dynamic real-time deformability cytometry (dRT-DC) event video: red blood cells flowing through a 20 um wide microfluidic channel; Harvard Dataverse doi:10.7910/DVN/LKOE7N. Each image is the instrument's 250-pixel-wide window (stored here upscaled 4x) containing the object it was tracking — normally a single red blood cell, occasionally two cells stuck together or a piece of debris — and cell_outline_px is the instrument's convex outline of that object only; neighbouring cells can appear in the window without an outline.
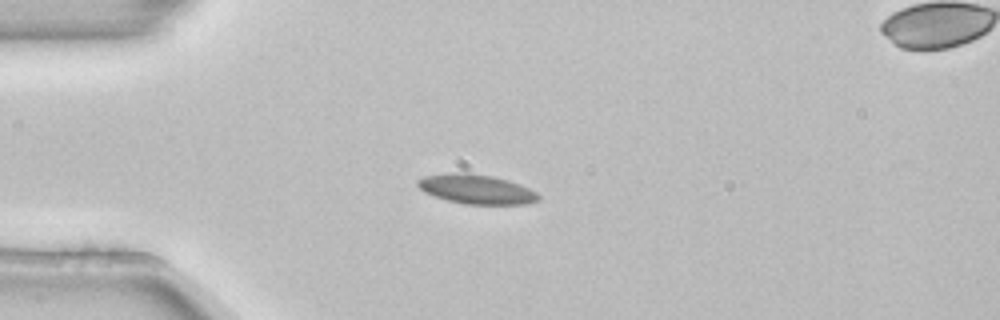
{"species": "common noctule bat (a hibernating species)", "species_latin": "Nyctalus noctula", "temperature_condition": "room temperature", "stored_images_in_passage": 3, "camera_frame_rate_fps": 3000, "um_per_image_px": 0.085, "animal": {"sex": "female", "body_mass_g": 22.7, "forearm_length_mm": 54.2}, "frame": {"image": 1, "passage_image": 1, "time_ms": 0.0, "image_size_px": [1000, 320], "cell_outline_px": [[540, 200], [524, 204], [464, 204], [448, 200], [424, 192], [416, 184], [416, 180], [424, 176], [448, 172], [464, 172], [492, 176], [508, 180], [520, 184], [536, 192], [540, 196]], "centroid_in_image_um": [40.48, 16.07], "position_along_channel_um": 44.5, "area_um2": 20.75}}